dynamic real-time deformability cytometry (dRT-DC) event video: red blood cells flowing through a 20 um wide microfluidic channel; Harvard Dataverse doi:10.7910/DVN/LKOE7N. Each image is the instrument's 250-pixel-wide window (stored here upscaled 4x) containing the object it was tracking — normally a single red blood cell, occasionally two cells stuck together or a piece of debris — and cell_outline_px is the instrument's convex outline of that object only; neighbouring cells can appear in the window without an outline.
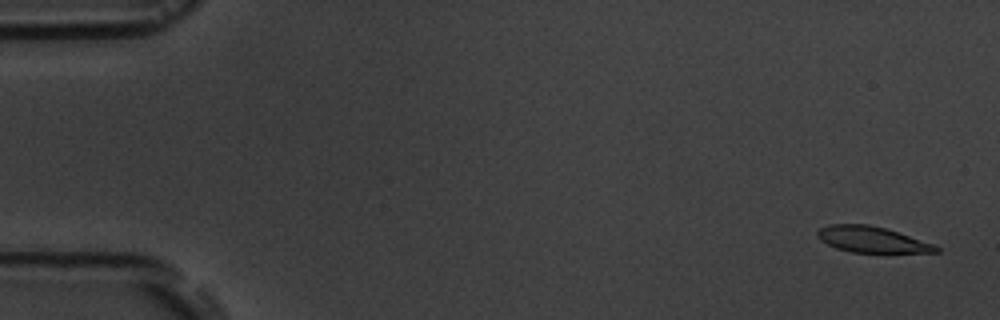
{"species": "common noctule bat (a hibernating species)", "species_latin": "Nyctalus noctula", "temperature_condition": "room temperature", "stored_images_in_passage": 5, "camera_frame_rate_fps": 3000, "um_per_image_px": 0.085, "animal": {"sex": "male", "body_mass_g": 19.5, "forearm_length_mm": 54.6}, "frame": {"image": 1, "passage_image": 1, "time_ms": 0.0, "image_size_px": [1000, 320], "cell_outline_px": [[940, 252], [884, 256], [852, 252], [836, 248], [820, 240], [816, 236], [816, 232], [820, 228], [828, 224], [868, 224], [884, 228], [936, 244], [940, 248]], "centroid_in_image_um": [74.21, 20.43], "position_along_channel_um": 10.8, "area_um2": 19.13}}
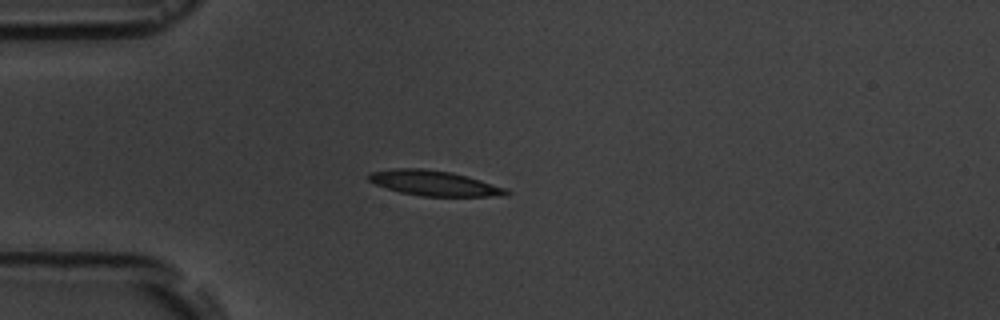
{"frame": {"image": 2, "passage_image": 5, "time_ms": 4.333, "image_size_px": [1000, 320], "cell_outline_px": [[512, 192], [508, 196], [420, 196], [400, 192], [376, 184], [368, 180], [368, 176], [372, 172], [396, 168], [420, 168], [452, 172], [468, 176], [508, 188]], "centroid_in_image_um": [36.99, 15.57], "position_along_channel_um": 48.0, "area_um2": 20.23}}